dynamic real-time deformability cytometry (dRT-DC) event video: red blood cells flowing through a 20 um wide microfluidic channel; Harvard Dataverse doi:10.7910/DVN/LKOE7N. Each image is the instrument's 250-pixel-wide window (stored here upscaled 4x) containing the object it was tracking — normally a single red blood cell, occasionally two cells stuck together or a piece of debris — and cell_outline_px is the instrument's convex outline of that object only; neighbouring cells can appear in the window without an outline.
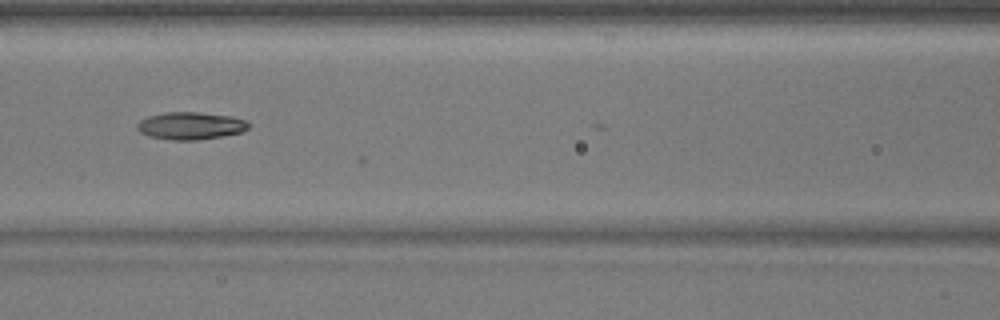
{"species": "common noctule bat (a hibernating species)", "species_latin": "Nyctalus noctula", "temperature_condition": "warm", "stored_images_in_passage": 24, "camera_frame_rate_fps": 3000, "um_per_image_px": 0.085, "animal": {"sex": "male", "body_mass_g": 17.9}, "frame": {"image": 1, "passage_image": 23, "time_ms": 7.333, "image_size_px": [1000, 320], "cell_outline_px": [[252, 124], [248, 128], [240, 132], [224, 136], [196, 140], [172, 140], [148, 136], [140, 132], [136, 128], [136, 124], [140, 120], [148, 116], [164, 112], [200, 112], [232, 116], [244, 120]], "centroid_in_image_um": [16.19, 10.68], "position_along_channel_um": 150.4, "area_um2": 17.98}}